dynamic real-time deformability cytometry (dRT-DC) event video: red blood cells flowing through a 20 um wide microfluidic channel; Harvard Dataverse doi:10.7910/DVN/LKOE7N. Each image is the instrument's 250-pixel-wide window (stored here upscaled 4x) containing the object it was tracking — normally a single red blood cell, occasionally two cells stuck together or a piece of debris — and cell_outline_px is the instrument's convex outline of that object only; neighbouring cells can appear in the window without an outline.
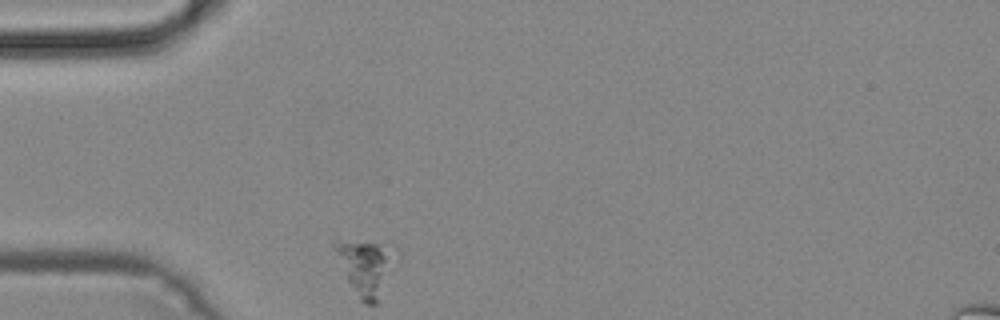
{"species": "common noctule bat (a hibernating species)", "species_latin": "Nyctalus noctula", "temperature_condition": "cold", "stored_images_in_passage": 29, "camera_frame_rate_fps": 3000, "um_per_image_px": 0.085, "animal": {"sex": "male", "body_mass_g": 19.2, "forearm_length_mm": 51.8}, "frame": {"image": 1, "passage_image": 1, "time_ms": 0.0, "image_size_px": [1000, 320], "cell_outline_px": [[400, 260], [396, 268], [376, 304], [364, 304], [360, 300], [348, 284], [332, 244], [332, 240], [396, 244], [400, 256]], "centroid_in_image_um": [31.21, 22.69], "position_along_channel_um": 53.8, "area_um2": 20.75}}
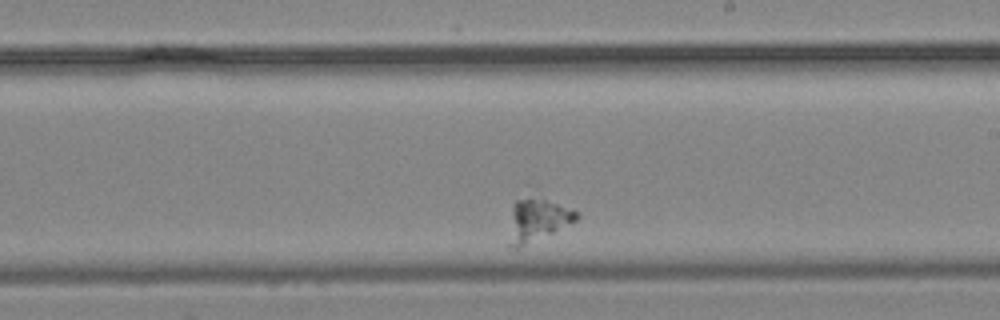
{"frame": {"image": 2, "passage_image": 17, "time_ms": 5.333, "image_size_px": [1000, 320], "cell_outline_px": [[580, 216], [576, 220], [520, 248], [512, 248], [508, 244], [512, 208], [516, 200], [544, 200], [580, 212]], "centroid_in_image_um": [45.65, 18.76], "position_along_channel_um": 243.4, "area_um2": 15.95}}
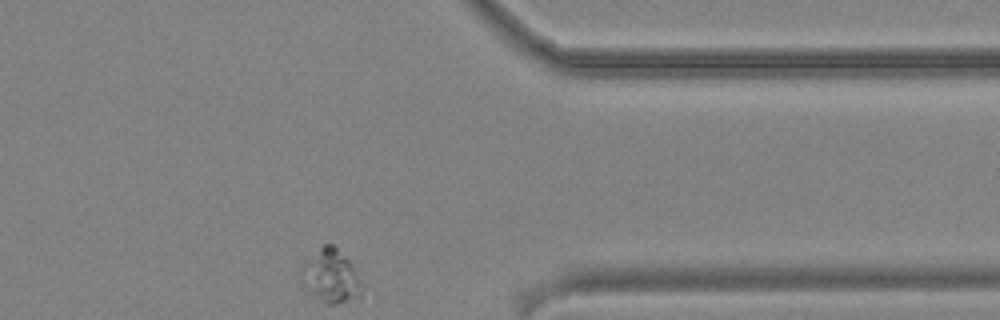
{"frame": {"image": 3, "passage_image": 29, "time_ms": 9.333, "image_size_px": [1000, 320], "cell_outline_px": [[364, 284], [360, 296], [336, 304], [324, 304], [312, 296], [308, 292], [300, 280], [300, 272], [304, 264], [324, 244], [332, 244], [348, 260]], "centroid_in_image_um": [28.11, 23.53], "position_along_channel_um": 383.3, "area_um2": 18.67}}